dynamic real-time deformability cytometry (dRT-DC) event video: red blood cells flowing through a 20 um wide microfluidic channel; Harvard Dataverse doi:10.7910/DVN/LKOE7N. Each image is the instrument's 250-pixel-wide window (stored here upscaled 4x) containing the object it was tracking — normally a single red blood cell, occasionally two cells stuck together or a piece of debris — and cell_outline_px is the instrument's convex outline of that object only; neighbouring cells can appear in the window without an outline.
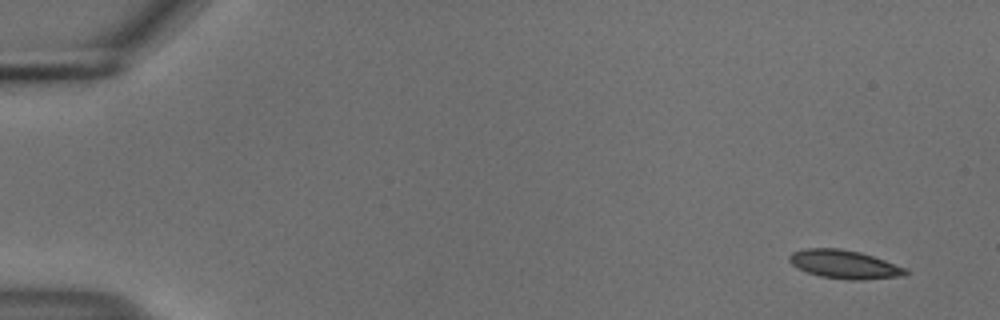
{"species": "common noctule bat (a hibernating species)", "species_latin": "Nyctalus noctula", "temperature_condition": "cold", "stored_images_in_passage": 6, "camera_frame_rate_fps": 3000, "um_per_image_px": 0.085, "animal": {"sex": "male", "body_mass_g": 18.8}, "frame": {"image": 1, "passage_image": 1, "time_ms": 0.0, "image_size_px": [1000, 320], "cell_outline_px": [[908, 272], [904, 276], [864, 280], [848, 280], [820, 276], [796, 268], [788, 260], [788, 256], [792, 252], [804, 248], [840, 248], [860, 252], [908, 268]], "centroid_in_image_um": [71.77, 22.47], "position_along_channel_um": 13.2, "area_um2": 19.48}}
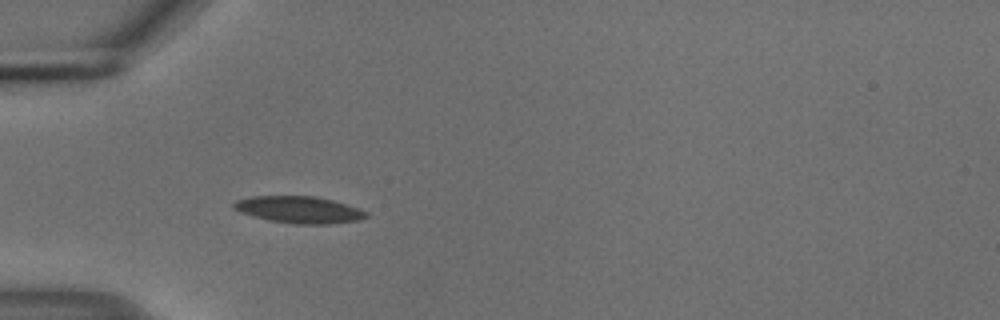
{"frame": {"image": 2, "passage_image": 5, "time_ms": 1.333, "image_size_px": [1000, 320], "cell_outline_px": [[368, 216], [360, 220], [328, 224], [292, 224], [268, 220], [252, 216], [240, 212], [232, 208], [232, 204], [236, 200], [252, 196], [312, 196], [332, 200], [368, 212]], "centroid_in_image_um": [25.37, 17.83], "position_along_channel_um": 59.6, "area_um2": 20.69}}